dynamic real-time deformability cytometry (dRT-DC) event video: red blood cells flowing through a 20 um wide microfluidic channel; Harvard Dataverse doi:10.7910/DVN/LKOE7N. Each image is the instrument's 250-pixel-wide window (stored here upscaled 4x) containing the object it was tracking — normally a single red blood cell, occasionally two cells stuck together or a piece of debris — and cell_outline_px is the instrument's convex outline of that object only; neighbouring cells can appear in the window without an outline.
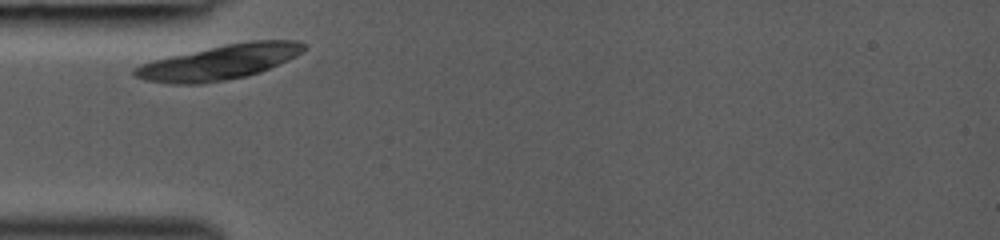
{"species": "common noctule bat (a hibernating species)", "species_latin": "Nyctalus noctula", "temperature_condition": "room temperature", "stored_images_in_passage": 26, "camera_frame_rate_fps": 3000, "um_per_image_px": 0.085, "animal": {"sex": "female", "body_mass_g": 19.0, "forearm_length_mm": 53.3}, "frame": {"image": 1, "passage_image": 1, "time_ms": 0.0, "image_size_px": [1000, 240], "cell_outline_px": [[304, 48], [300, 52], [288, 60], [260, 72], [244, 76], [224, 80], [200, 84], [172, 84], [148, 80], [136, 76], [132, 72], [132, 68], [152, 60], [224, 44], [248, 40], [296, 40], [304, 44]], "centroid_in_image_um": [18.64, 5.28], "position_along_channel_um": 66.4, "area_um2": 33.93}}
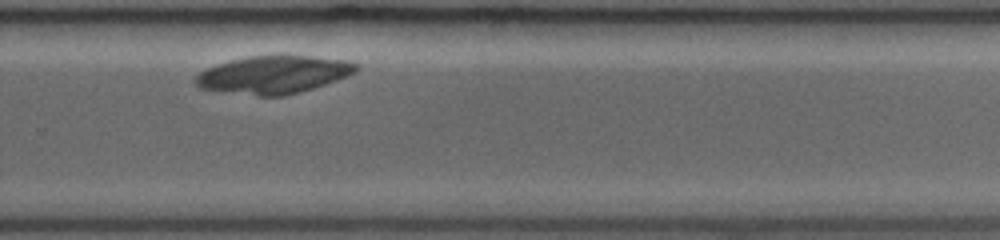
{"frame": {"image": 2, "passage_image": 19, "time_ms": 6.0, "image_size_px": [1000, 240], "cell_outline_px": [[360, 68], [356, 72], [336, 80], [300, 92], [280, 96], [256, 96], [200, 88], [196, 84], [196, 76], [200, 72], [216, 64], [232, 60], [252, 56], [280, 52], [344, 60], [360, 64]], "centroid_in_image_um": [23.29, 6.31], "position_along_channel_um": 306.5, "area_um2": 35.78}}
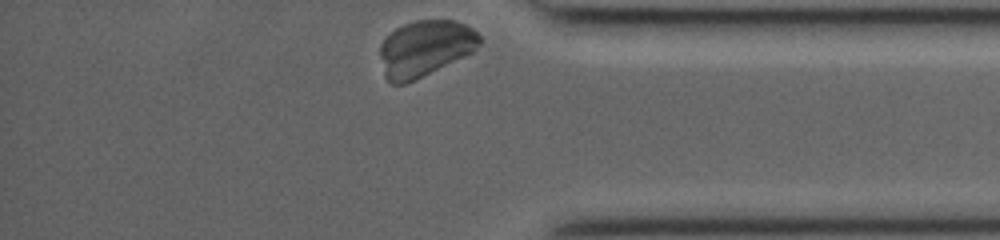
{"frame": {"image": 3, "passage_image": 26, "time_ms": 8.333, "image_size_px": [1000, 240], "cell_outline_px": [[484, 40], [472, 52], [464, 56], [404, 84], [392, 84], [384, 76], [380, 56], [380, 44], [396, 28], [404, 24], [416, 20], [452, 20], [464, 24], [472, 28]], "centroid_in_image_um": [36.12, 4.09], "position_along_channel_um": 399.1, "area_um2": 32.14}}